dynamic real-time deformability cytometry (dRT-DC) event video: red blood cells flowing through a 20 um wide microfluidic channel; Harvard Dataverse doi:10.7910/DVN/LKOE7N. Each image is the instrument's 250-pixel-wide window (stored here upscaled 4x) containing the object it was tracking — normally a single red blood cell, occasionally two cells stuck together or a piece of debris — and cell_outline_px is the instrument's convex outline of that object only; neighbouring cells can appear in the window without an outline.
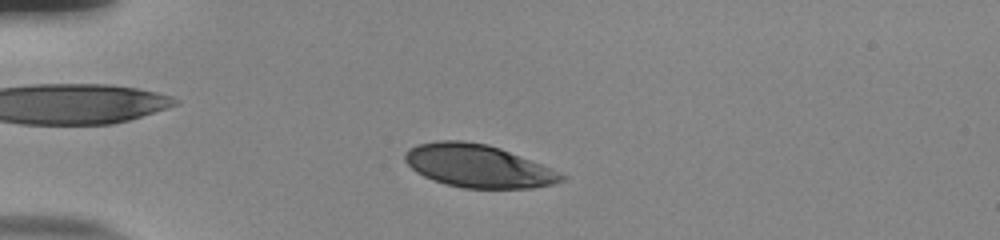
{"species": "human", "species_latin": "Homo sapiens", "temperature_condition": "room temperature", "stored_images_in_passage": 48, "camera_frame_rate_fps": 3000, "um_per_image_px": 0.085, "donor": {"sex": "male"}, "frame": {"image": 1, "passage_image": 8, "time_ms": 2.333, "image_size_px": [1000, 240], "cell_outline_px": [[568, 176], [564, 180], [552, 184], [532, 188], [464, 188], [444, 184], [432, 180], [416, 172], [404, 160], [404, 152], [408, 148], [416, 144], [436, 140], [464, 140], [488, 144], [500, 148], [552, 168]], "centroid_in_image_um": [40.61, 14.1], "position_along_channel_um": 44.4, "area_um2": 39.42}}
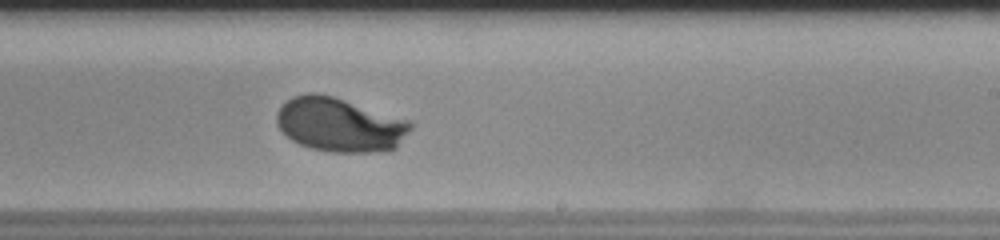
{"frame": {"image": 2, "passage_image": 28, "time_ms": 9.0, "image_size_px": [1000, 240], "cell_outline_px": [[412, 128], [396, 148], [376, 152], [332, 152], [312, 148], [300, 144], [292, 140], [276, 124], [276, 112], [292, 96], [308, 92], [316, 92], [332, 96], [408, 120], [412, 124]], "centroid_in_image_um": [28.86, 10.6], "position_along_channel_um": 260.1, "area_um2": 41.85}}
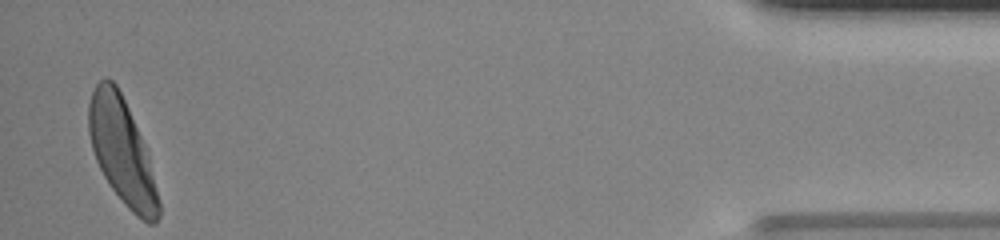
{"frame": {"image": 3, "passage_image": 47, "time_ms": 15.333, "image_size_px": [1000, 240], "cell_outline_px": [[160, 216], [156, 224], [148, 224], [136, 216], [124, 204], [112, 188], [104, 176], [96, 160], [92, 148], [88, 132], [88, 104], [92, 92], [96, 84], [104, 76], [108, 76], [116, 84], [128, 108], [148, 152], [160, 200]], "centroid_in_image_um": [10.38, 12.89], "position_along_channel_um": 424.8, "area_um2": 43.12}, "authors_computed_cell_mechanics": {"area_um2": 41.4715, "velocity_mm_per_s": 3.7551, "shape_relaxation_time_tau1_ms": 2.647, "shape_relaxation_time_tau2_ms": null, "deformation_change_tau1": 0.1725, "deformation_change_tau2": null}}